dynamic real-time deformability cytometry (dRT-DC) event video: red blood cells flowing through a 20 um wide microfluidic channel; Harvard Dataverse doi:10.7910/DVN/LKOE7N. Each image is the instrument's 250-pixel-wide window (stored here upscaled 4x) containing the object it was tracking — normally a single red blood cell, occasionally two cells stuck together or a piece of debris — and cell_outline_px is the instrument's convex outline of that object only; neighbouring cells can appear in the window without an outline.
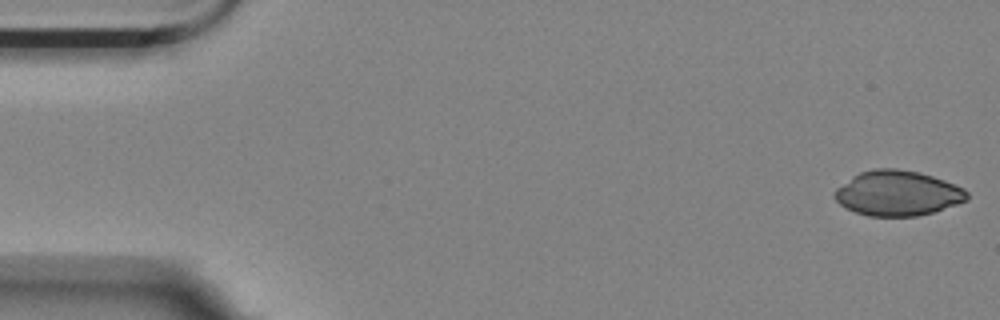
{"species": "Egyptian fruit bat (a non-hibernating species)", "species_latin": "Rousettus aegyptiacus", "temperature_condition": "room temperature", "stored_images_in_passage": 56, "camera_frame_rate_fps": 3000, "um_per_image_px": 0.085, "animal": {"sex": "female"}, "frame": {"image": 1, "passage_image": 1, "time_ms": 0.0, "image_size_px": [1000, 320], "cell_outline_px": [[968, 200], [932, 212], [916, 216], [868, 216], [856, 212], [840, 204], [832, 196], [832, 192], [836, 188], [852, 176], [860, 172], [872, 168], [896, 168], [920, 172], [944, 180], [964, 188], [968, 192]], "centroid_in_image_um": [76.27, 16.41], "position_along_channel_um": 8.7, "area_um2": 34.85}}